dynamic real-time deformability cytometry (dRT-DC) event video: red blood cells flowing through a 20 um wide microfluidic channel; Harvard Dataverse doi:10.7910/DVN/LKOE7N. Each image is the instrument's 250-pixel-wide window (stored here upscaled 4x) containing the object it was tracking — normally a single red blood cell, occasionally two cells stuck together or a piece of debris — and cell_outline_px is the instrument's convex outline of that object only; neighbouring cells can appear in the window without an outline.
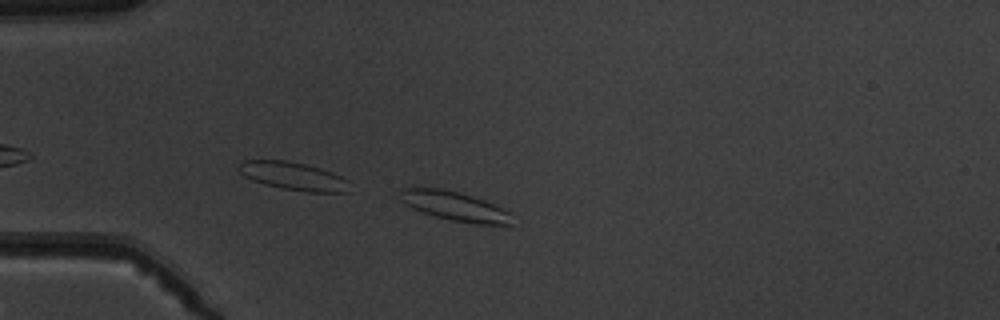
{"species": "common noctule bat (a hibernating species)", "species_latin": "Nyctalus noctula", "temperature_condition": "warm", "stored_images_in_passage": 7, "camera_frame_rate_fps": 3000, "um_per_image_px": 0.085, "animal": {"sex": "male", "body_mass_g": 19.5, "forearm_length_mm": 54.6}, "frame": {"image": 1, "passage_image": 3, "time_ms": 2.333, "image_size_px": [1000, 320], "cell_outline_px": [[512, 224], [476, 224], [452, 220], [436, 216], [412, 208], [404, 204], [400, 200], [400, 188], [440, 188], [472, 196], [484, 200], [504, 208], [508, 212]], "centroid_in_image_um": [38.62, 17.51], "position_along_channel_um": 46.4, "area_um2": 18.73}}
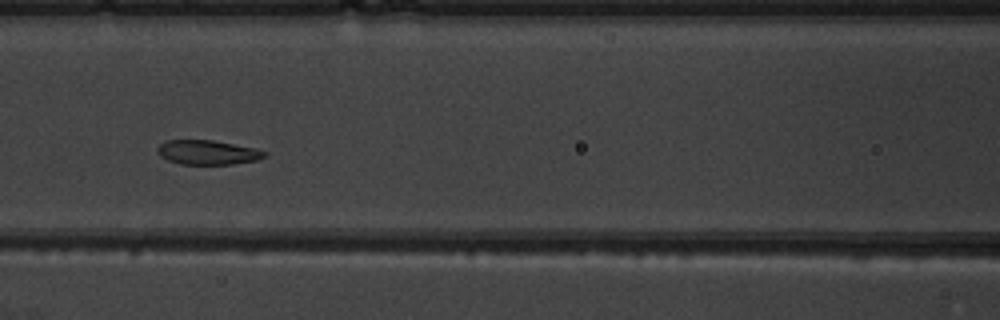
{"frame": {"image": 2, "passage_image": 6, "time_ms": 5.667, "image_size_px": [1000, 320], "cell_outline_px": [[268, 156], [256, 160], [232, 164], [180, 164], [168, 160], [160, 156], [156, 152], [156, 148], [164, 140], [212, 140], [256, 148], [268, 152]], "centroid_in_image_um": [17.64, 12.95], "position_along_channel_um": 149.0, "area_um2": 15.37}}
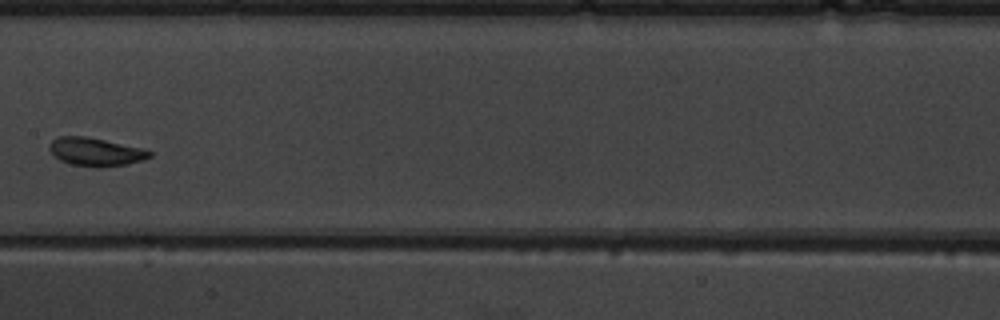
{"frame": {"image": 3, "passage_image": 7, "time_ms": 7.0, "image_size_px": [1000, 320], "cell_outline_px": [[152, 156], [144, 160], [128, 164], [100, 168], [96, 168], [72, 164], [60, 160], [48, 148], [48, 144], [52, 140], [60, 136], [88, 136], [140, 148], [152, 152]], "centroid_in_image_um": [8.13, 12.91], "position_along_channel_um": 199.3, "area_um2": 16.53}}